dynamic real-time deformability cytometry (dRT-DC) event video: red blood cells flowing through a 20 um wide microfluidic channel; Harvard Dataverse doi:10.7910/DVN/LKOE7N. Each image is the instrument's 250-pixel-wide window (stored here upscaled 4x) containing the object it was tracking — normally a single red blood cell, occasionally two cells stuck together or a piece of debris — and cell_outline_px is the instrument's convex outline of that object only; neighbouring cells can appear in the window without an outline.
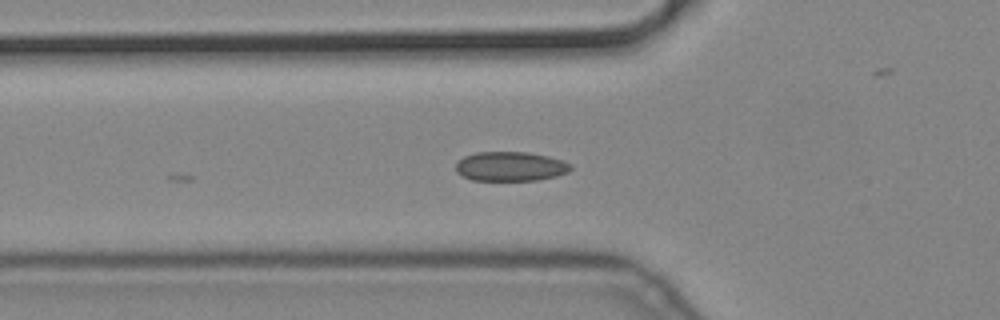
{"species": "common noctule bat (a hibernating species)", "species_latin": "Nyctalus noctula", "temperature_condition": "cold", "stored_images_in_passage": 4, "camera_frame_rate_fps": 3000, "um_per_image_px": 0.085, "animal": {"sex": "male", "body_mass_g": 19.2, "forearm_length_mm": 51.8}, "frame": {"image": 1, "passage_image": 4, "time_ms": 1.0, "image_size_px": [1000, 320], "cell_outline_px": [[572, 168], [568, 172], [556, 176], [536, 180], [472, 180], [456, 172], [456, 164], [464, 156], [476, 152], [528, 152], [548, 156], [572, 164]], "centroid_in_image_um": [43.39, 14.14], "position_along_channel_um": 82.4, "area_um2": 19.59}}